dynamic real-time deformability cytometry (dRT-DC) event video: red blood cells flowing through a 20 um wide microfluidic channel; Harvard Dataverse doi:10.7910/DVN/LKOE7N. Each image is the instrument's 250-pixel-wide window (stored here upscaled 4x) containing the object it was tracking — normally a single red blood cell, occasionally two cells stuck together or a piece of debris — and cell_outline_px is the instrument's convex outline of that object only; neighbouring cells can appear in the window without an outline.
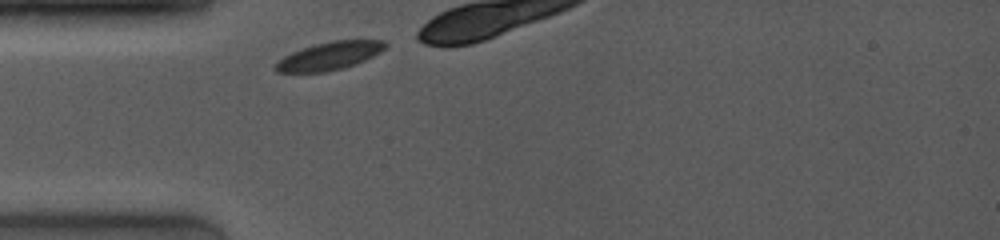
{"species": "common noctule bat (a hibernating species)", "species_latin": "Nyctalus noctula", "temperature_condition": "room temperature", "stored_images_in_passage": 9, "camera_frame_rate_fps": 4000, "um_per_image_px": 0.085, "animal": {"sex": "female", "body_mass_g": 19.0, "forearm_length_mm": 53.3}, "frame": {"image": 1, "passage_image": 1, "time_ms": 0.0, "image_size_px": [1000, 240], "cell_outline_px": [[388, 44], [380, 52], [364, 60], [344, 68], [324, 72], [276, 72], [272, 68], [284, 56], [300, 48], [332, 40], [384, 40]], "centroid_in_image_um": [27.98, 4.75], "position_along_channel_um": 57.0, "area_um2": 17.8}}